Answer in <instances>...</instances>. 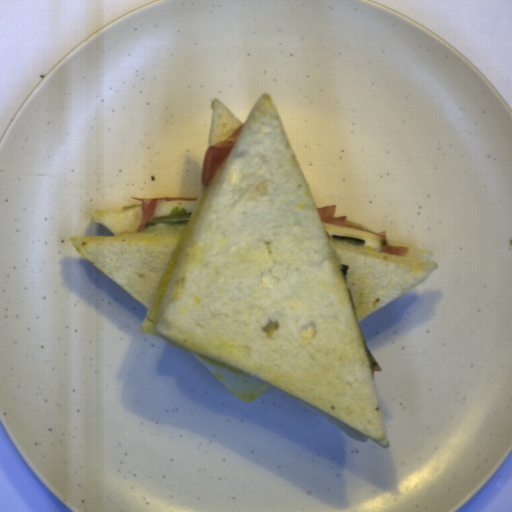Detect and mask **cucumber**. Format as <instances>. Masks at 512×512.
Masks as SVG:
<instances>
[{"label":"cucumber","instance_id":"cucumber-1","mask_svg":"<svg viewBox=\"0 0 512 512\" xmlns=\"http://www.w3.org/2000/svg\"><path fill=\"white\" fill-rule=\"evenodd\" d=\"M333 239L335 241H346L348 243L364 246L366 244L365 240L359 239V238H353V237H346L341 235H333Z\"/></svg>","mask_w":512,"mask_h":512}]
</instances>
